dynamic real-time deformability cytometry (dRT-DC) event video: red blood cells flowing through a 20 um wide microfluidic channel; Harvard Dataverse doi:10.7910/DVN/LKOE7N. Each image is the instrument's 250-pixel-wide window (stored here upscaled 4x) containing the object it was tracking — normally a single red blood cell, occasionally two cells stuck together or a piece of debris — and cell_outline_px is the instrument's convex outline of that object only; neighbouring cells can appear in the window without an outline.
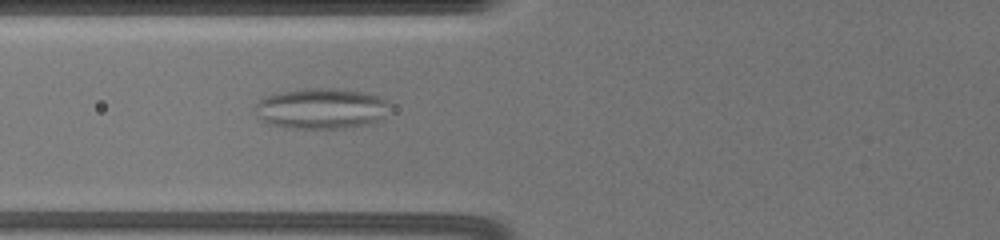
{"species": "common noctule bat (a hibernating species)", "species_latin": "Nyctalus noctula", "temperature_condition": "warm", "stored_images_in_passage": 25, "camera_frame_rate_fps": 3000, "um_per_image_px": 0.085, "animal": {"sex": "female", "body_mass_g": 19.5, "forearm_length_mm": 54.1}, "frame": {"image": 1, "passage_image": 5, "time_ms": 2.333, "image_size_px": [1000, 240], "cell_outline_px": [[388, 104], [380, 120], [364, 124], [344, 128], [288, 128], [268, 124], [256, 116], [256, 104], [264, 96], [280, 92], [312, 88], [336, 88], [364, 92], [380, 96]], "centroid_in_image_um": [27.25, 9.22], "position_along_channel_um": 98.6, "area_um2": 31.62}}
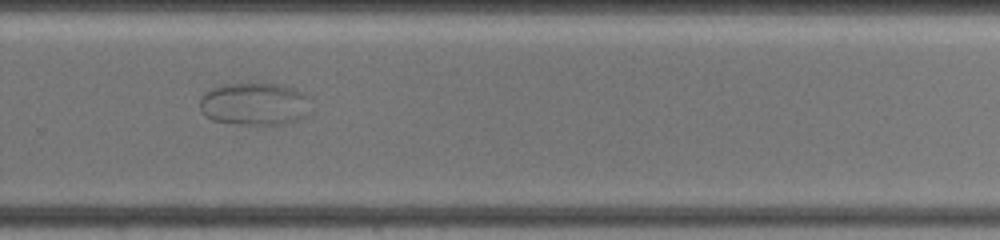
{"frame": {"image": 2, "passage_image": 15, "time_ms": 8.333, "image_size_px": [1000, 240], "cell_outline_px": [[312, 96], [308, 116], [284, 124], [236, 124], [212, 120], [204, 116], [200, 108], [200, 96], [212, 88], [220, 84], [276, 84], [292, 88]], "centroid_in_image_um": [21.66, 8.84], "position_along_channel_um": 308.1, "area_um2": 27.92}}
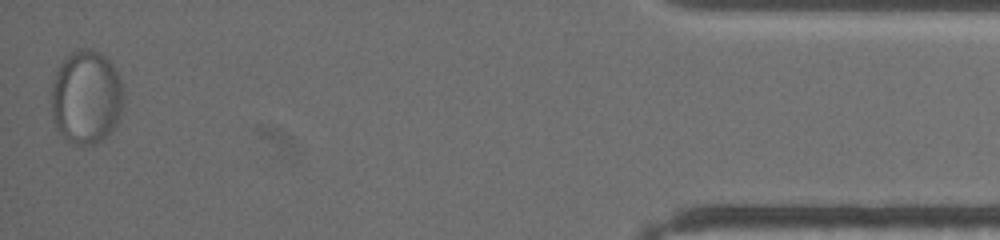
{"frame": {"image": 3, "passage_image": 25, "time_ms": 13.667, "image_size_px": [1000, 240], "cell_outline_px": [[124, 100], [116, 124], [108, 136], [96, 144], [76, 144], [68, 140], [56, 128], [52, 116], [52, 84], [56, 68], [64, 56], [80, 48], [88, 48], [100, 52], [112, 64], [124, 88]], "centroid_in_image_um": [7.33, 8.23], "position_along_channel_um": 427.9, "area_um2": 39.77}}